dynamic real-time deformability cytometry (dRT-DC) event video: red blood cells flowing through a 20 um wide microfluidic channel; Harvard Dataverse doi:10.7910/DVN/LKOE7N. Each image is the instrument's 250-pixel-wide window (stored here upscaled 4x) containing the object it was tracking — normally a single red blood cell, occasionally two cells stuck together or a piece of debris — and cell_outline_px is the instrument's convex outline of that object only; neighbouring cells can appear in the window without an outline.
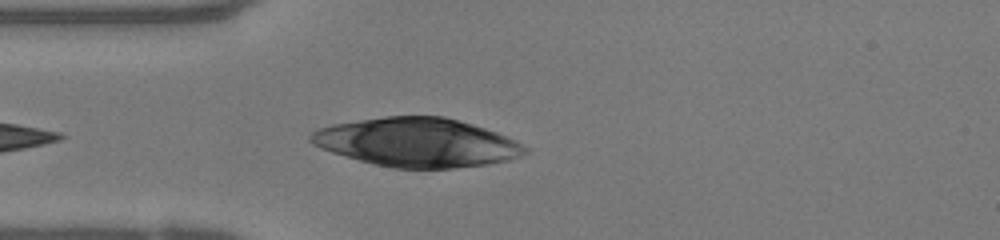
{"species": "human", "species_latin": "Homo sapiens", "temperature_condition": "warm", "stored_images_in_passage": 36, "camera_frame_rate_fps": 3000, "um_per_image_px": 0.085, "donor": {"sex": "female"}, "frame": {"image": 1, "passage_image": 2, "time_ms": 0.333, "image_size_px": [1000, 240], "cell_outline_px": [[528, 152], [520, 156], [508, 160], [488, 164], [452, 168], [396, 168], [376, 164], [360, 160], [332, 152], [320, 148], [312, 144], [308, 140], [308, 136], [316, 128], [332, 124], [384, 116], [444, 116], [472, 124], [496, 132], [516, 140], [528, 148]], "centroid_in_image_um": [35.44, 12.1], "position_along_channel_um": 49.6, "area_um2": 60.81}}
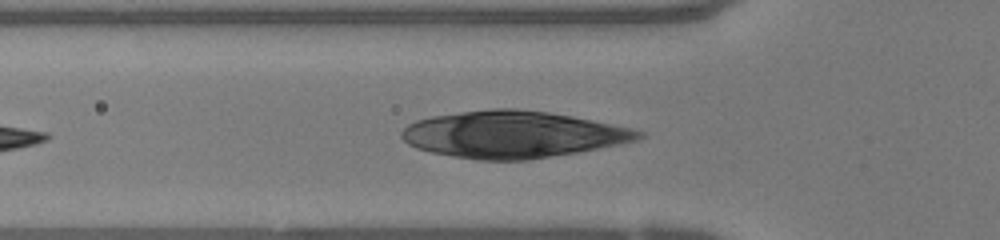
{"frame": {"image": 2, "passage_image": 5, "time_ms": 1.333, "image_size_px": [1000, 240], "cell_outline_px": [[644, 136], [640, 140], [620, 144], [576, 152], [528, 160], [480, 160], [452, 156], [432, 152], [416, 148], [408, 144], [400, 136], [400, 132], [408, 124], [416, 120], [432, 116], [492, 108], [516, 108], [548, 112], [572, 116], [632, 128], [644, 132]], "centroid_in_image_um": [43.59, 11.42], "position_along_channel_um": 82.2, "area_um2": 64.5}}
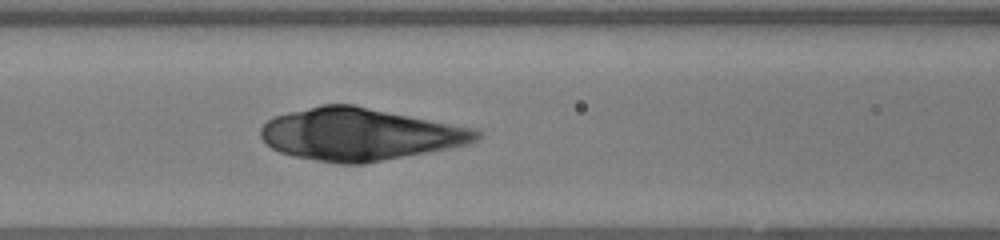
{"frame": {"image": 3, "passage_image": 9, "time_ms": 2.667, "image_size_px": [1000, 240], "cell_outline_px": [[480, 136], [476, 140], [468, 144], [452, 148], [364, 164], [336, 164], [296, 156], [280, 152], [272, 148], [260, 136], [260, 128], [268, 120], [276, 116], [288, 112], [324, 104], [352, 104], [476, 128], [480, 132]], "centroid_in_image_um": [30.61, 11.42], "position_along_channel_um": 136.0, "area_um2": 65.78}}